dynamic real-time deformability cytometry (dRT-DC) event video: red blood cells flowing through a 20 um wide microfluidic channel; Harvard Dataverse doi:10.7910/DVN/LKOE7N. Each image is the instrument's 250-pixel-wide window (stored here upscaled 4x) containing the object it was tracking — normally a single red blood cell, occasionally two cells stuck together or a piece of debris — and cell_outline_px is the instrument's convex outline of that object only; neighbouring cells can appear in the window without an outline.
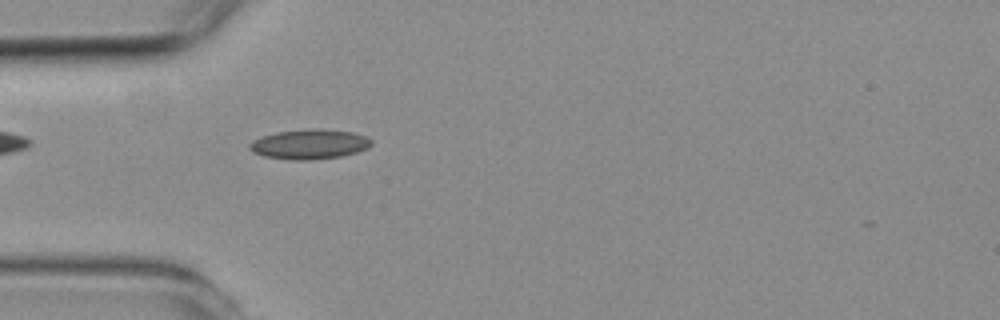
{"species": "common noctule bat (a hibernating species)", "species_latin": "Nyctalus noctula", "temperature_condition": "room temperature", "stored_images_in_passage": 5, "camera_frame_rate_fps": 3000, "um_per_image_px": 0.085, "animal": {"sex": "female", "body_mass_g": 19.3, "forearm_length_mm": 54.1}, "frame": {"image": 1, "passage_image": 5, "time_ms": 4.667, "image_size_px": [1000, 320], "cell_outline_px": [[372, 144], [368, 148], [344, 156], [312, 160], [292, 160], [264, 156], [252, 152], [248, 148], [248, 144], [252, 140], [276, 132], [352, 132], [364, 136], [372, 140]], "centroid_in_image_um": [26.27, 12.33], "position_along_channel_um": 58.7, "area_um2": 20.11}}